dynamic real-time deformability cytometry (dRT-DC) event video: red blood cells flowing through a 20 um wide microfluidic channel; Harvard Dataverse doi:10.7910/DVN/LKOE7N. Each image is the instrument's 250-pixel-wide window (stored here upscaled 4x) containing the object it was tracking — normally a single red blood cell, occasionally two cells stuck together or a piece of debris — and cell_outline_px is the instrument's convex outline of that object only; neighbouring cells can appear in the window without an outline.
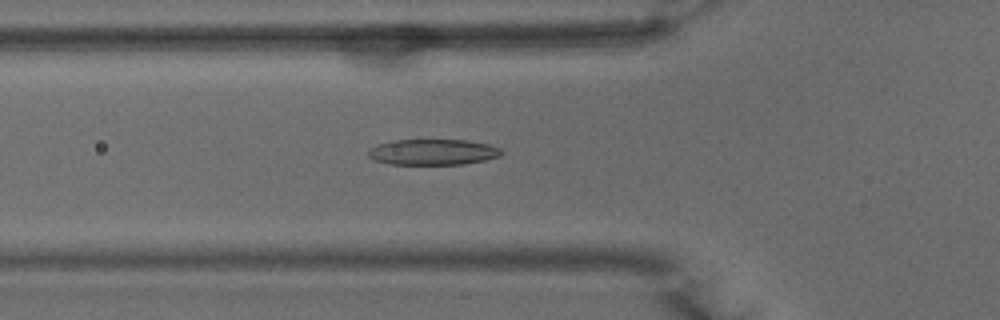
{"species": "common noctule bat (a hibernating species)", "species_latin": "Nyctalus noctula", "temperature_condition": "warm", "stored_images_in_passage": 48, "camera_frame_rate_fps": 3000, "um_per_image_px": 0.085, "animal": {"sex": "male", "body_mass_g": 15.6}, "frame": {"image": 1, "passage_image": 17, "time_ms": 5.333, "image_size_px": [1000, 320], "cell_outline_px": [[504, 152], [500, 156], [484, 160], [464, 164], [388, 164], [372, 160], [368, 156], [368, 148], [376, 144], [392, 140], [468, 140], [488, 144], [500, 148]], "centroid_in_image_um": [36.75, 12.92], "position_along_channel_um": 89.0, "area_um2": 20.23}}
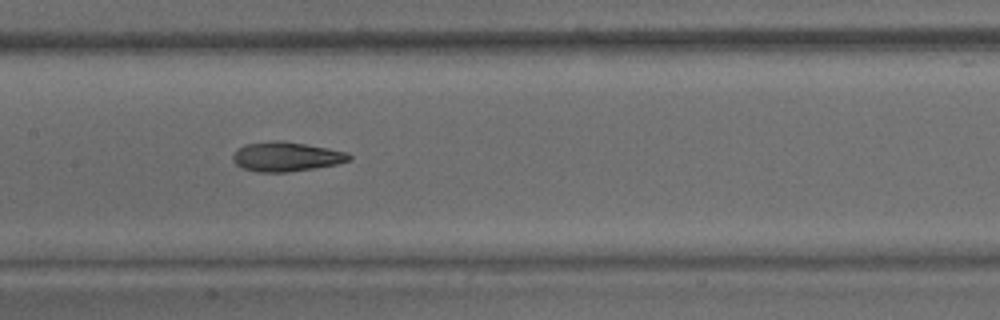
{"frame": {"image": 2, "passage_image": 24, "time_ms": 7.667, "image_size_px": [1000, 320], "cell_outline_px": [[352, 156], [348, 160], [336, 164], [288, 172], [256, 172], [240, 168], [232, 160], [232, 156], [236, 148], [244, 144], [272, 140], [284, 140], [328, 148], [348, 152]], "centroid_in_image_um": [24.26, 13.3], "position_along_channel_um": 183.1, "area_um2": 20.17}}
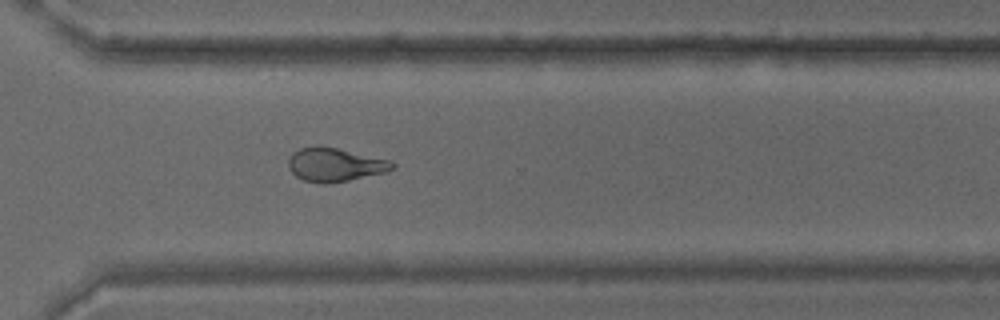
{"frame": {"image": 3, "passage_image": 36, "time_ms": 11.667, "image_size_px": [1000, 320], "cell_outline_px": [[396, 168], [384, 172], [348, 180], [328, 184], [320, 184], [304, 180], [296, 176], [288, 168], [288, 160], [292, 152], [300, 148], [336, 148], [392, 160], [396, 164]], "centroid_in_image_um": [28.49, 14.02], "position_along_channel_um": 342.1, "area_um2": 20.06}}